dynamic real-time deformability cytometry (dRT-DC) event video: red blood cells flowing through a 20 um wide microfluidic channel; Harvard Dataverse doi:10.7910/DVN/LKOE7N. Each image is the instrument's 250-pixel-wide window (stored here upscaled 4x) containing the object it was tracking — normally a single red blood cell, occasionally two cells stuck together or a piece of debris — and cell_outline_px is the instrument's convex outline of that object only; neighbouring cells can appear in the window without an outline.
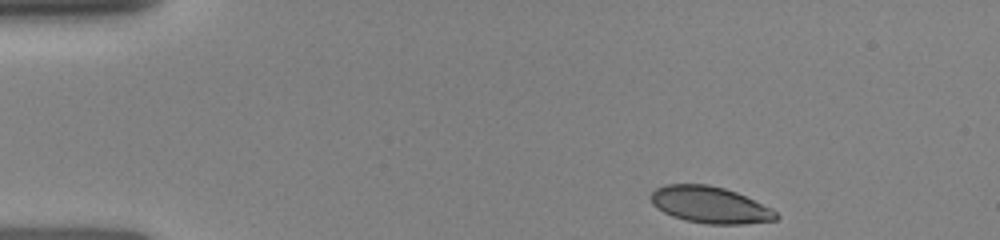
{"species": "human", "species_latin": "Homo sapiens", "temperature_condition": "room temperature", "stored_images_in_passage": 8, "camera_frame_rate_fps": 3000, "um_per_image_px": 0.085, "donor": {"sex": "female"}, "frame": {"image": 1, "passage_image": 1, "time_ms": 0.0, "image_size_px": [1000, 240], "cell_outline_px": [[780, 216], [776, 220], [744, 224], [708, 224], [684, 220], [672, 216], [656, 208], [652, 204], [648, 196], [656, 188], [664, 184], [708, 184], [724, 188], [736, 192], [772, 208]], "centroid_in_image_um": [60.32, 17.41], "position_along_channel_um": 24.7, "area_um2": 26.93}}
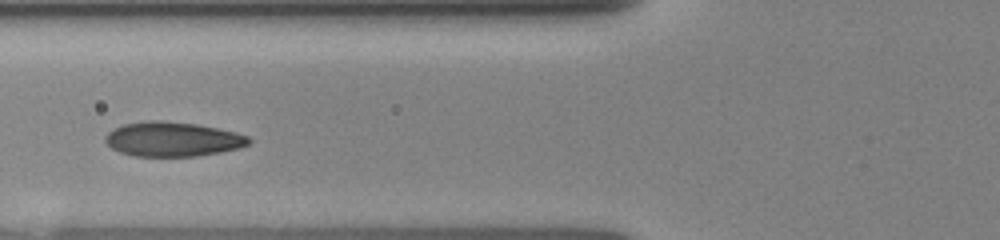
{"frame": {"image": 2, "passage_image": 5, "time_ms": 4.0, "image_size_px": [1000, 240], "cell_outline_px": [[252, 140], [248, 144], [240, 148], [220, 152], [196, 156], [132, 156], [120, 152], [112, 148], [104, 140], [104, 136], [112, 128], [124, 124], [148, 120], [160, 120], [196, 124], [236, 132], [248, 136]], "centroid_in_image_um": [14.65, 11.83], "position_along_channel_um": 111.1, "area_um2": 28.96}}
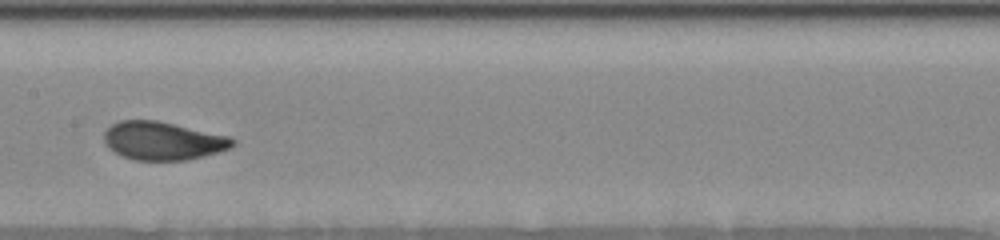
{"frame": {"image": 3, "passage_image": 7, "time_ms": 6.0, "image_size_px": [1000, 240], "cell_outline_px": [[236, 144], [228, 148], [204, 156], [184, 160], [136, 160], [120, 156], [108, 148], [104, 144], [104, 132], [112, 124], [120, 120], [156, 120], [228, 136], [236, 140]], "centroid_in_image_um": [13.8, 11.97], "position_along_channel_um": 193.6, "area_um2": 28.55}}